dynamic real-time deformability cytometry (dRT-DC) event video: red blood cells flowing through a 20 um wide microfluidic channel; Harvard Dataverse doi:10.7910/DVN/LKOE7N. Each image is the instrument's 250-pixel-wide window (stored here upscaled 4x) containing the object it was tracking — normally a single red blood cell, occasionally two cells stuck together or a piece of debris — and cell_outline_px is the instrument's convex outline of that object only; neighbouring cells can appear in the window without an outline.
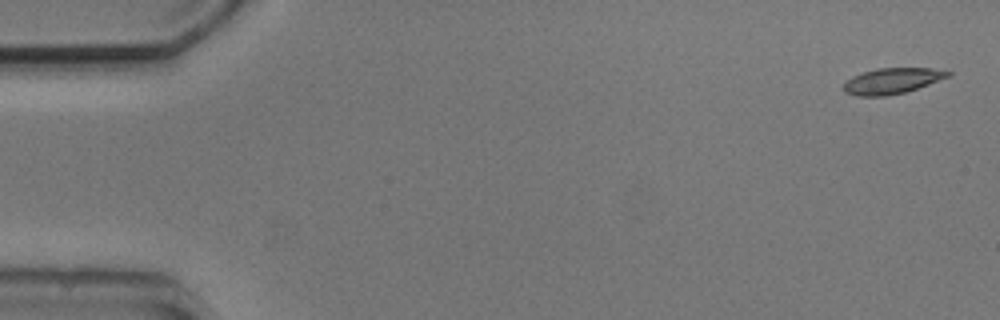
{"species": "common noctule bat (a hibernating species)", "species_latin": "Nyctalus noctula", "temperature_condition": "cold", "stored_images_in_passage": 5, "camera_frame_rate_fps": 3000, "um_per_image_px": 0.085, "animal": {"sex": "male", "body_mass_g": 20.5, "forearm_length_mm": 52.5}, "frame": {"image": 1, "passage_image": 1, "time_ms": 0.0, "image_size_px": [1000, 320], "cell_outline_px": [[952, 76], [904, 92], [888, 96], [856, 96], [844, 92], [840, 88], [852, 76], [876, 68], [932, 68], [952, 72]], "centroid_in_image_um": [75.8, 6.88], "position_along_channel_um": 9.2, "area_um2": 15.72}}